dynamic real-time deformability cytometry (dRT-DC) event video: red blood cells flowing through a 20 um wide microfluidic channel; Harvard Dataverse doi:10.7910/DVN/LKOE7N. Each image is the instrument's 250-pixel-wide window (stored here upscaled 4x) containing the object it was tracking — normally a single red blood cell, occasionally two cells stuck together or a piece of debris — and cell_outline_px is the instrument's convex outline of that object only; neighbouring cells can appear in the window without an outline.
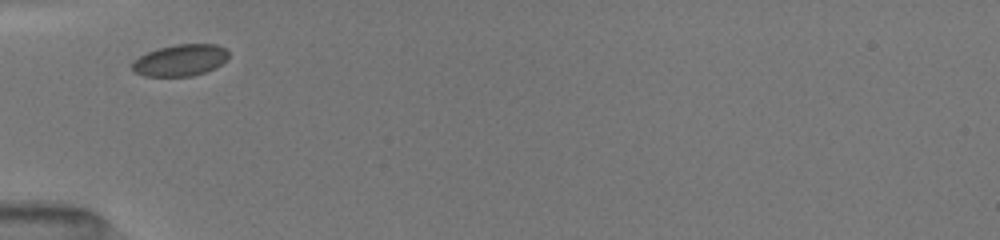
{"species": "common noctule bat (a hibernating species)", "species_latin": "Nyctalus noctula", "temperature_condition": "room temperature", "stored_images_in_passage": 40, "camera_frame_rate_fps": 3000, "um_per_image_px": 0.085, "animal": {"sex": "female", "body_mass_g": 19.5, "forearm_length_mm": 54.1}, "frame": {"image": 1, "passage_image": 1, "time_ms": 0.0, "image_size_px": [1000, 240], "cell_outline_px": [[228, 56], [216, 68], [192, 76], [144, 76], [136, 72], [132, 68], [132, 60], [148, 52], [160, 48], [176, 44], [216, 44], [224, 48], [228, 52]], "centroid_in_image_um": [15.31, 5.12], "position_along_channel_um": 69.7, "area_um2": 17.57}}
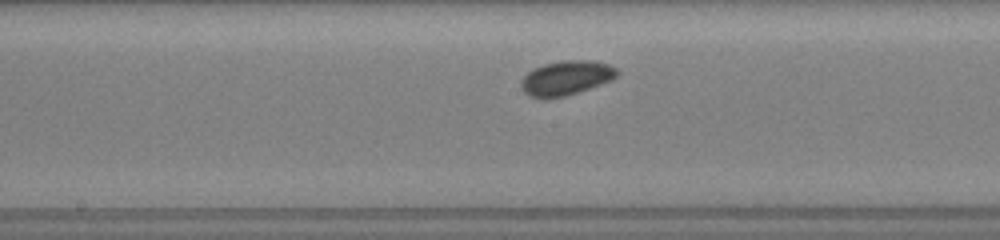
{"frame": {"image": 2, "passage_image": 14, "time_ms": 3.333, "image_size_px": [1000, 240], "cell_outline_px": [[620, 72], [612, 80], [564, 96], [548, 100], [540, 100], [528, 96], [520, 88], [520, 80], [532, 68], [544, 64], [564, 60], [592, 60], [608, 64], [616, 68]], "centroid_in_image_um": [48.06, 6.64], "position_along_channel_um": 200.1, "area_um2": 19.59}}
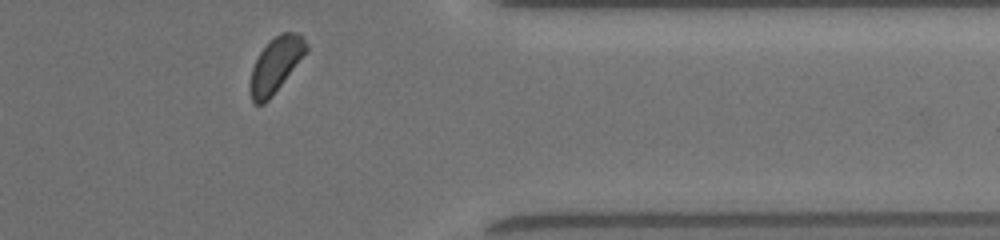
{"frame": {"image": 3, "passage_image": 35, "time_ms": 8.333, "image_size_px": [1000, 240], "cell_outline_px": [[308, 52], [272, 96], [264, 104], [256, 104], [252, 100], [252, 68], [260, 52], [280, 32], [296, 32], [308, 44]], "centroid_in_image_um": [23.5, 5.49], "position_along_channel_um": 387.9, "area_um2": 17.46}}